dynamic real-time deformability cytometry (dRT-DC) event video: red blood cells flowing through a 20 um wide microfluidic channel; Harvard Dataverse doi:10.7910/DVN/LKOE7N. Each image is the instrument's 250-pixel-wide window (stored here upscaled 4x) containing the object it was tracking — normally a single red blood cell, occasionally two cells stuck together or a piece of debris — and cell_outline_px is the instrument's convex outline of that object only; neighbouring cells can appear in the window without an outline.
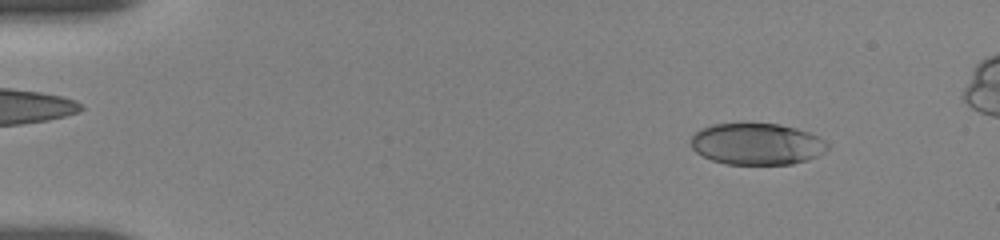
{"species": "human", "species_latin": "Homo sapiens", "temperature_condition": "room temperature", "stored_images_in_passage": 9, "camera_frame_rate_fps": 3000, "um_per_image_px": 0.085, "donor": {"sex": "female"}, "frame": {"image": 1, "passage_image": 2, "time_ms": 1.0, "image_size_px": [1000, 240], "cell_outline_px": [[828, 148], [824, 152], [808, 160], [792, 164], [724, 164], [712, 160], [696, 152], [688, 144], [688, 140], [700, 128], [712, 124], [780, 124], [796, 128], [808, 132], [824, 140], [828, 144]], "centroid_in_image_um": [64.29, 12.24], "position_along_channel_um": 20.7, "area_um2": 33.18}}
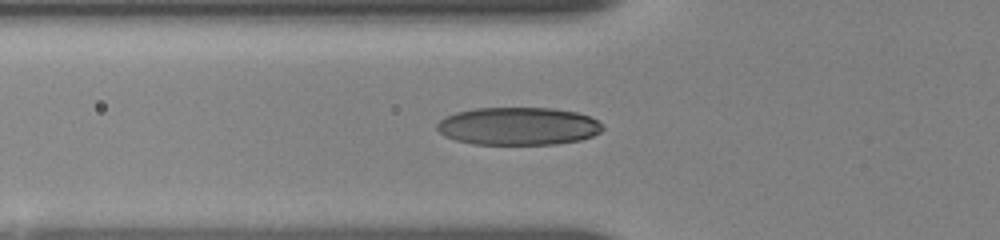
{"frame": {"image": 2, "passage_image": 8, "time_ms": 5.333, "image_size_px": [1000, 240], "cell_outline_px": [[604, 128], [600, 132], [592, 136], [580, 140], [556, 144], [472, 144], [456, 140], [444, 136], [436, 128], [436, 124], [444, 116], [456, 112], [476, 108], [552, 108], [576, 112], [588, 116], [596, 120]], "centroid_in_image_um": [44.01, 10.72], "position_along_channel_um": 81.8, "area_um2": 36.53}}